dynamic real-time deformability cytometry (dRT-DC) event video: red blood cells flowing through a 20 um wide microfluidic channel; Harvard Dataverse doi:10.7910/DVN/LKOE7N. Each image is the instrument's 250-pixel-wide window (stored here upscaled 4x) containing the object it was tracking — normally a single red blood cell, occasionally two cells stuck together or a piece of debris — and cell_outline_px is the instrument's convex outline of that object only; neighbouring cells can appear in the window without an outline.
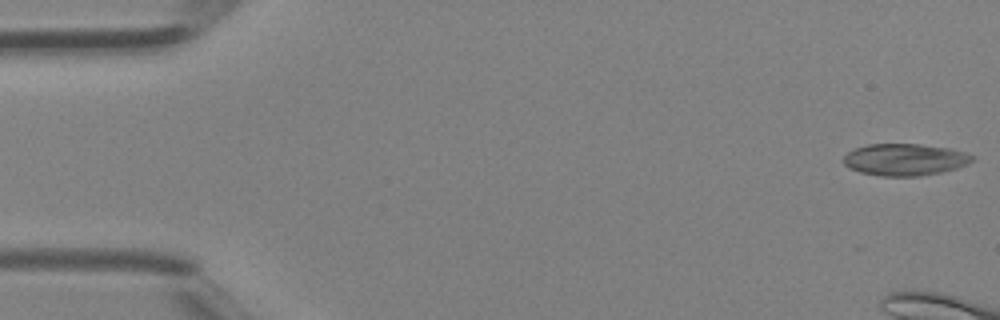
{"species": "Egyptian fruit bat (a non-hibernating species)", "species_latin": "Rousettus aegyptiacus", "temperature_condition": "room temperature", "stored_images_in_passage": 6, "camera_frame_rate_fps": 3000, "um_per_image_px": 0.085, "animal": {"sex": "female"}, "frame": {"image": 1, "passage_image": 1, "time_ms": 0.0, "image_size_px": [1000, 320], "cell_outline_px": [[976, 156], [968, 164], [956, 168], [940, 172], [920, 176], [880, 176], [860, 172], [848, 168], [844, 164], [844, 156], [848, 152], [856, 148], [868, 144], [920, 144], [948, 148], [968, 152]], "centroid_in_image_um": [76.93, 13.56], "position_along_channel_um": 8.1, "area_um2": 23.99}}